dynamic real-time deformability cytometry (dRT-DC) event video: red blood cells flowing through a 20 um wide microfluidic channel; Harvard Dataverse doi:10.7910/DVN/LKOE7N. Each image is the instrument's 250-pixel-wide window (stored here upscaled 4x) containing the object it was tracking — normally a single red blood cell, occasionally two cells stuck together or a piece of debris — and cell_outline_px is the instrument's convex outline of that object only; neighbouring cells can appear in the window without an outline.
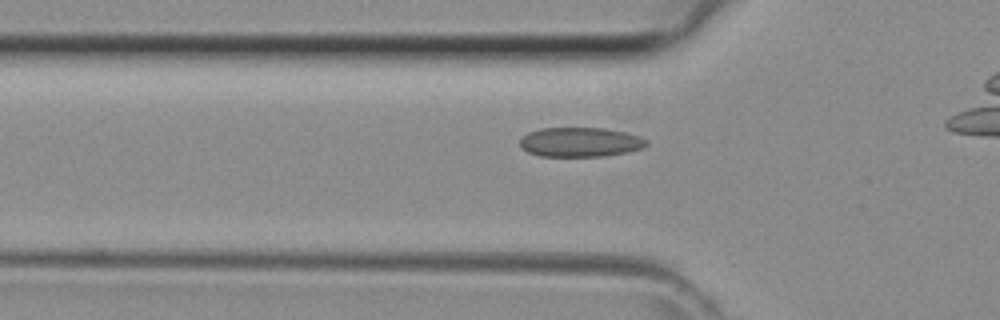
{"species": "common noctule bat (a hibernating species)", "species_latin": "Nyctalus noctula", "temperature_condition": "room temperature", "stored_images_in_passage": 31, "camera_frame_rate_fps": 3000, "um_per_image_px": 0.085, "animal": {"sex": "female", "body_mass_g": 29.2, "forearm_length_mm": 56.3}, "frame": {"image": 1, "passage_image": 10, "time_ms": 3.0, "image_size_px": [1000, 320], "cell_outline_px": [[648, 144], [644, 148], [628, 152], [604, 156], [540, 156], [528, 152], [520, 148], [520, 140], [528, 132], [540, 128], [604, 128], [624, 132], [640, 136], [648, 140]], "centroid_in_image_um": [49.33, 12.08], "position_along_channel_um": 76.5, "area_um2": 21.85}}
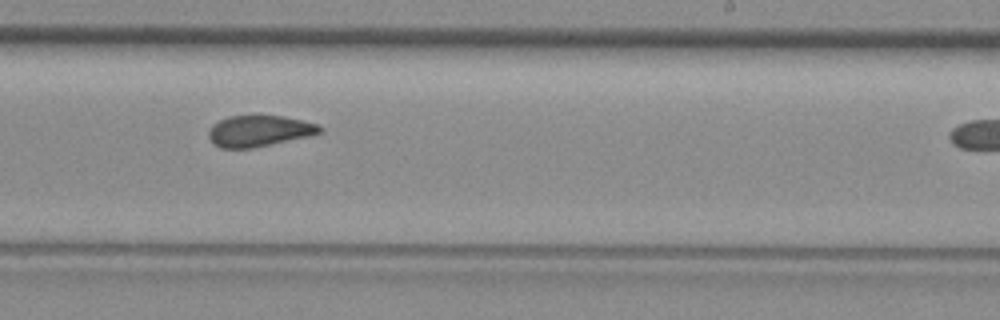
{"frame": {"image": 2, "passage_image": 22, "time_ms": 7.0, "image_size_px": [1000, 320], "cell_outline_px": [[324, 128], [320, 132], [308, 136], [252, 148], [220, 148], [208, 136], [208, 132], [212, 124], [228, 116], [284, 116], [320, 124]], "centroid_in_image_um": [22.04, 11.12], "position_along_channel_um": 267.0, "area_um2": 20.0}}
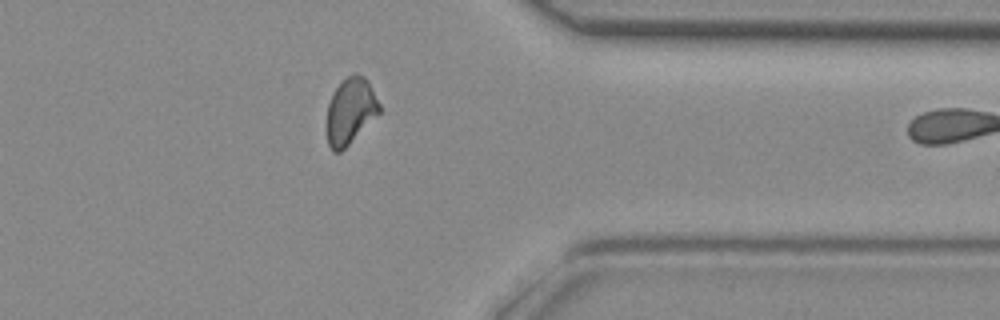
{"frame": {"image": 3, "passage_image": 30, "time_ms": 9.667, "image_size_px": [1000, 320], "cell_outline_px": [[380, 112], [340, 152], [332, 152], [328, 144], [324, 128], [324, 124], [328, 104], [336, 88], [348, 76], [356, 72], [364, 76], [368, 80], [380, 104]], "centroid_in_image_um": [29.74, 9.45], "position_along_channel_um": 381.7, "area_um2": 20.4}}